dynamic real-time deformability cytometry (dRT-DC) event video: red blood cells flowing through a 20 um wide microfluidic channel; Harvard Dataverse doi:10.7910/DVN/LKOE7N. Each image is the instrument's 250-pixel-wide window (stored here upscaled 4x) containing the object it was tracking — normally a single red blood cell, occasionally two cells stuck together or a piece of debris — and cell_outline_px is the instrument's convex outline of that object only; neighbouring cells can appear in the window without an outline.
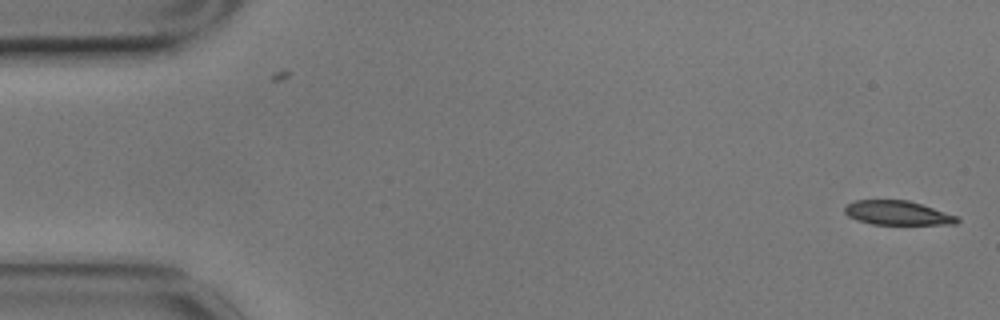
{"species": "common noctule bat (a hibernating species)", "species_latin": "Nyctalus noctula", "temperature_condition": "cold", "stored_images_in_passage": 56, "camera_frame_rate_fps": 3000, "um_per_image_px": 0.085, "animal": {"sex": "male", "body_mass_g": 17.9}, "frame": {"image": 1, "passage_image": 1, "time_ms": 0.0, "image_size_px": [1000, 320], "cell_outline_px": [[960, 220], [956, 224], [872, 224], [856, 220], [848, 216], [844, 212], [844, 208], [848, 204], [856, 200], [908, 200], [960, 216]], "centroid_in_image_um": [76.31, 18.1], "position_along_channel_um": 8.7, "area_um2": 15.9}}
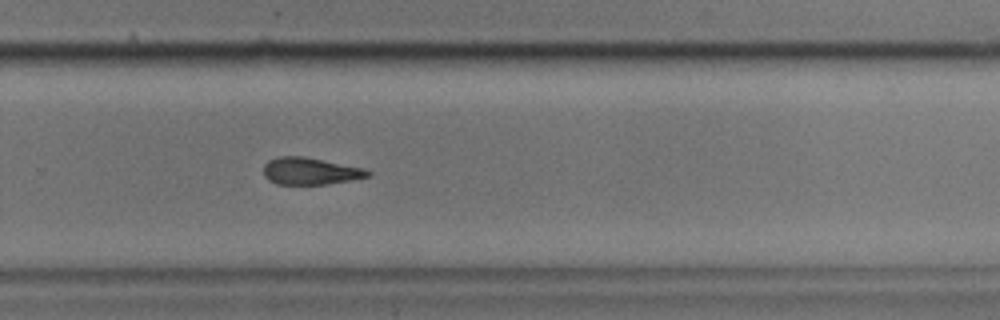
{"frame": {"image": 2, "passage_image": 37, "time_ms": 12.0, "image_size_px": [1000, 320], "cell_outline_px": [[372, 176], [352, 180], [324, 184], [276, 184], [268, 180], [264, 176], [264, 164], [268, 160], [276, 156], [304, 156], [364, 168], [372, 172]], "centroid_in_image_um": [26.37, 14.54], "position_along_channel_um": 303.4, "area_um2": 16.59}}
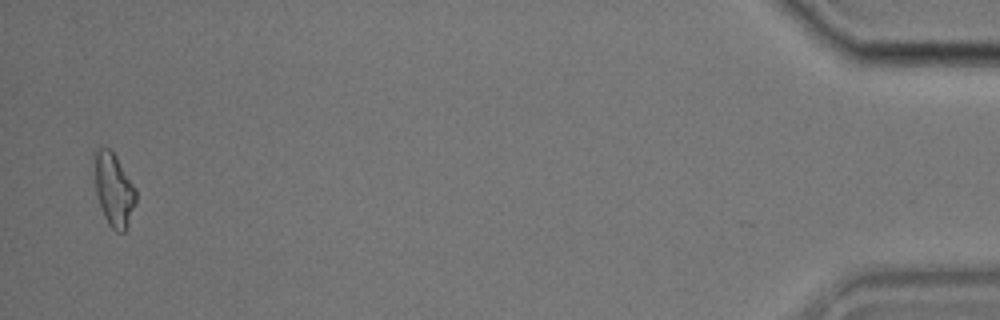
{"frame": {"image": 3, "passage_image": 55, "time_ms": 18.0, "image_size_px": [1000, 320], "cell_outline_px": [[136, 204], [128, 224], [124, 232], [116, 232], [108, 224], [104, 216], [96, 192], [92, 156], [92, 152], [96, 148], [108, 148], [116, 156], [136, 188]], "centroid_in_image_um": [9.65, 16.08], "position_along_channel_um": 425.5, "area_um2": 17.92}, "authors_computed_cell_mechanics": {"area_um2": 17.3689, "velocity_mm_per_s": 3.4943, "shape_relaxation_time_tau1_ms": null, "shape_relaxation_time_tau2_ms": 7.9684, "deformation_change_tau1": null, "deformation_change_tau2": 0.1944}}